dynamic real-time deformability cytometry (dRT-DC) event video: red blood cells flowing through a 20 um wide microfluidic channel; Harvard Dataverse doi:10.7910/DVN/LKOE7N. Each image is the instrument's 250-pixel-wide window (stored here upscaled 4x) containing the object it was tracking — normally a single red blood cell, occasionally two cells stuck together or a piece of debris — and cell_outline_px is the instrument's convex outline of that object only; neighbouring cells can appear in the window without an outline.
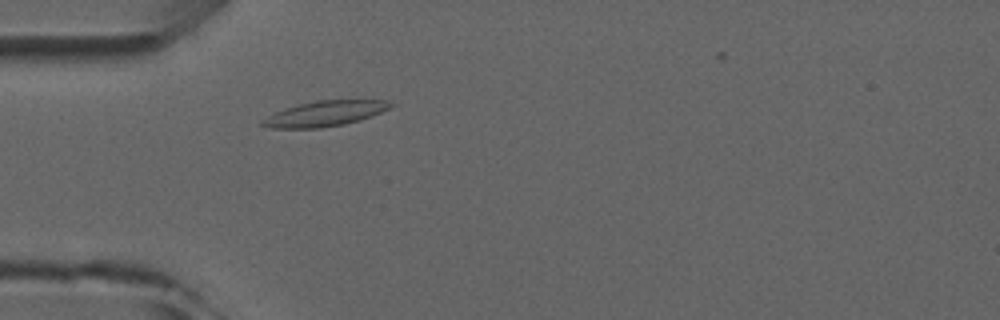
{"species": "common noctule bat (a hibernating species)", "species_latin": "Nyctalus noctula", "temperature_condition": "room temperature", "stored_images_in_passage": 3, "camera_frame_rate_fps": 3000, "um_per_image_px": 0.085, "animal": {"sex": "male", "forearm_length_mm": 52.5}, "frame": {"image": 1, "passage_image": 3, "time_ms": 2.333, "image_size_px": [1000, 320], "cell_outline_px": [[396, 104], [372, 116], [360, 120], [344, 124], [320, 128], [272, 128], [260, 124], [260, 120], [276, 112], [300, 104], [316, 100], [360, 96], [388, 100]], "centroid_in_image_um": [27.77, 9.59], "position_along_channel_um": 57.2, "area_um2": 19.77}}